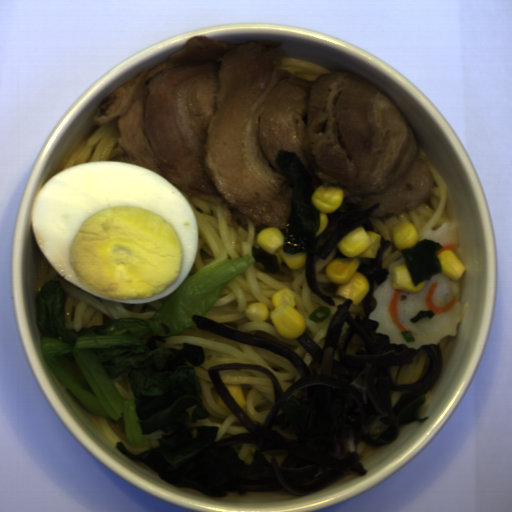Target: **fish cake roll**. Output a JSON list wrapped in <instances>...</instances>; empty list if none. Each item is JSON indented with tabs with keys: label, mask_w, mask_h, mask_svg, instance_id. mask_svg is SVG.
<instances>
[{
	"label": "fish cake roll",
	"mask_w": 512,
	"mask_h": 512,
	"mask_svg": "<svg viewBox=\"0 0 512 512\" xmlns=\"http://www.w3.org/2000/svg\"><path fill=\"white\" fill-rule=\"evenodd\" d=\"M389 275L374 285L372 297L377 304L370 313L379 325L375 332L388 335L389 344H406L419 349L422 345L439 344L446 336H457L462 321L460 279L454 281L443 274L414 285L404 255L389 264ZM415 337L406 343L401 331Z\"/></svg>",
	"instance_id": "fish-cake-roll-1"
},
{
	"label": "fish cake roll",
	"mask_w": 512,
	"mask_h": 512,
	"mask_svg": "<svg viewBox=\"0 0 512 512\" xmlns=\"http://www.w3.org/2000/svg\"><path fill=\"white\" fill-rule=\"evenodd\" d=\"M430 239L437 241L442 247L441 250L436 251L438 256L444 250H454L457 248L460 239V230L455 222H444L437 230L428 229L421 235L420 240Z\"/></svg>",
	"instance_id": "fish-cake-roll-2"
}]
</instances>
